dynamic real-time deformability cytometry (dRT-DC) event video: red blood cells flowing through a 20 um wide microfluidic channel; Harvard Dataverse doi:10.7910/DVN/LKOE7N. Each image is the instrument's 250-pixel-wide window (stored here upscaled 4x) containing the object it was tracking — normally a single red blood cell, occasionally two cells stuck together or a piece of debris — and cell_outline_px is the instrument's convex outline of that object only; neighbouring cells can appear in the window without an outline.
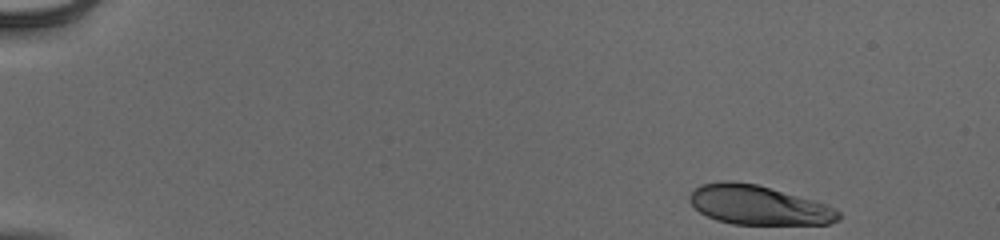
{"species": "human", "species_latin": "Homo sapiens", "temperature_condition": "cold", "stored_images_in_passage": 49, "camera_frame_rate_fps": 3000, "um_per_image_px": 0.085, "donor": {"sex": "male"}, "frame": {"image": 1, "passage_image": 1, "time_ms": 0.0, "image_size_px": [1000, 240], "cell_outline_px": [[840, 220], [828, 224], [732, 224], [716, 220], [700, 212], [688, 200], [688, 196], [700, 184], [724, 180], [732, 180], [756, 184], [812, 200], [824, 204], [840, 212]], "centroid_in_image_um": [64.43, 17.43], "position_along_channel_um": 20.6, "area_um2": 33.87}}
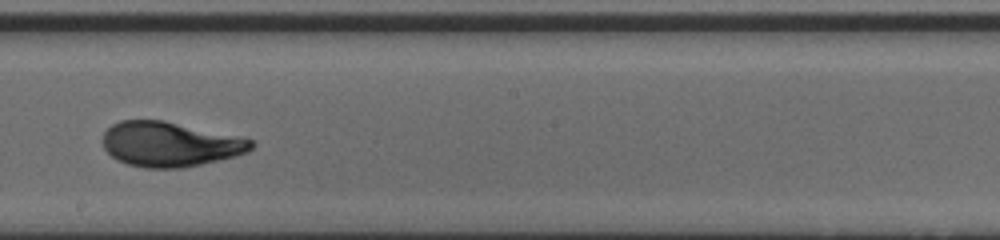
{"frame": {"image": 2, "passage_image": 28, "time_ms": 9.0, "image_size_px": [1000, 240], "cell_outline_px": [[256, 144], [248, 152], [236, 156], [200, 164], [180, 168], [144, 168], [128, 164], [116, 160], [104, 148], [104, 132], [112, 124], [120, 120], [164, 120], [244, 136], [252, 140]], "centroid_in_image_um": [14.5, 12.24], "position_along_channel_um": 233.7, "area_um2": 39.13}}
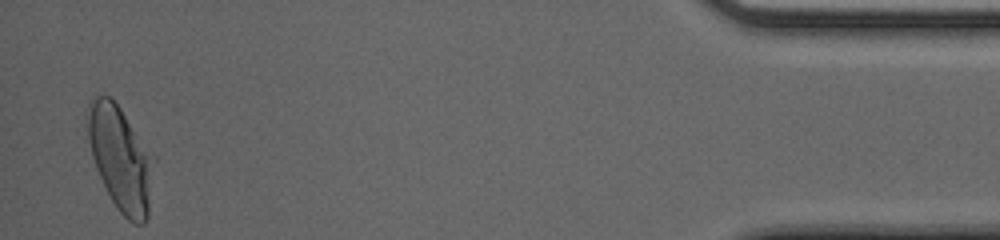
{"frame": {"image": 3, "passage_image": 48, "time_ms": 15.667, "image_size_px": [1000, 240], "cell_outline_px": [[156, 156], [148, 216], [144, 224], [136, 224], [128, 220], [116, 208], [96, 168], [92, 156], [88, 140], [88, 100], [96, 92], [108, 96], [120, 108]], "centroid_in_image_um": [10.28, 13.44], "position_along_channel_um": 424.9, "area_um2": 40.69}, "authors_computed_cell_mechanics": {"area_um2": 38.2058, "velocity_mm_per_s": 3.9328, "shape_relaxation_time_tau1_ms": 4.0958, "shape_relaxation_time_tau2_ms": null, "deformation_change_tau1": 0.1979, "deformation_change_tau2": null}}